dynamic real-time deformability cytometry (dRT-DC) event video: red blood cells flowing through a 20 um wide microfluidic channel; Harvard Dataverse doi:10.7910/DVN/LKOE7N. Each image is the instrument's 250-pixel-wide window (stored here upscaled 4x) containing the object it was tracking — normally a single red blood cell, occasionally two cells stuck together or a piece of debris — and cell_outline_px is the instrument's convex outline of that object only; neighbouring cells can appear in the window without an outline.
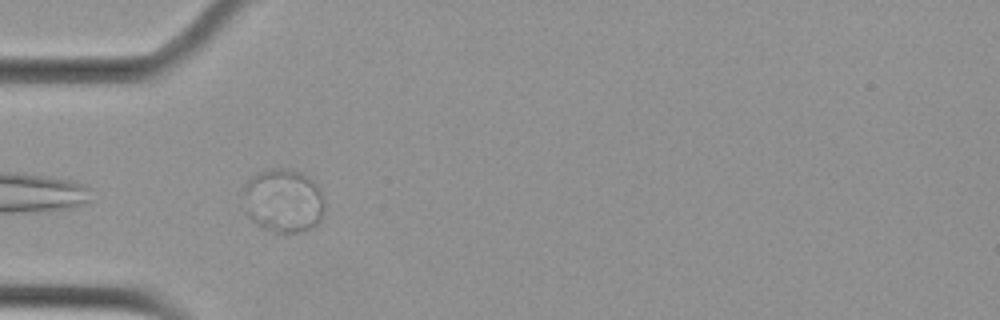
{"species": "Egyptian fruit bat (a non-hibernating species)", "species_latin": "Rousettus aegyptiacus", "temperature_condition": "cold", "stored_images_in_passage": 25, "camera_frame_rate_fps": 3000, "um_per_image_px": 0.085, "animal": {"sex": "female"}, "frame": {"image": 1, "passage_image": 1, "time_ms": 0.0, "image_size_px": [1000, 320], "cell_outline_px": [[324, 212], [316, 224], [300, 232], [276, 232], [264, 228], [252, 220], [244, 212], [244, 184], [252, 176], [264, 168], [288, 168], [312, 180], [316, 184], [320, 192], [324, 204]], "centroid_in_image_um": [24.03, 17.04], "position_along_channel_um": 61.0, "area_um2": 30.0}}
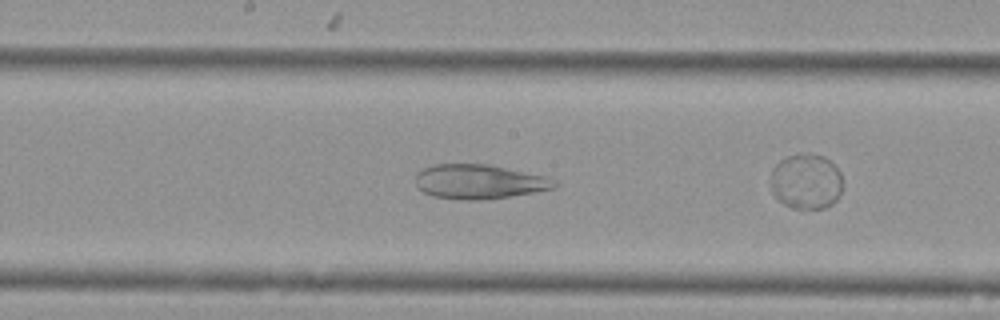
{"frame": {"image": 2, "passage_image": 11, "time_ms": 3.333, "image_size_px": [1000, 320], "cell_outline_px": [[560, 184], [556, 188], [508, 196], [476, 200], [460, 200], [432, 196], [416, 188], [416, 172], [432, 164], [488, 164], [548, 176], [556, 180]], "centroid_in_image_um": [40.73, 15.43], "position_along_channel_um": 207.5, "area_um2": 28.09}}
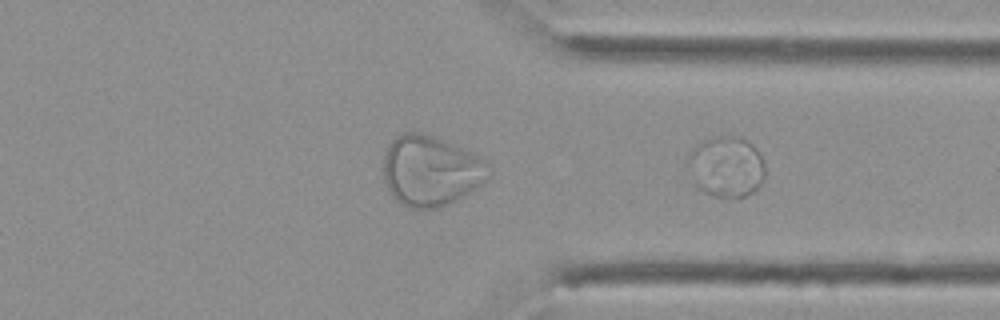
{"frame": {"image": 3, "passage_image": 25, "time_ms": 8.0, "image_size_px": [1000, 320], "cell_outline_px": [[764, 180], [760, 188], [744, 196], [716, 196], [704, 192], [696, 188], [684, 160], [688, 152], [696, 144], [704, 140], [716, 136], [736, 136], [748, 140], [756, 148], [764, 160]], "centroid_in_image_um": [61.7, 14.15], "position_along_channel_um": 349.7, "area_um2": 27.98}}